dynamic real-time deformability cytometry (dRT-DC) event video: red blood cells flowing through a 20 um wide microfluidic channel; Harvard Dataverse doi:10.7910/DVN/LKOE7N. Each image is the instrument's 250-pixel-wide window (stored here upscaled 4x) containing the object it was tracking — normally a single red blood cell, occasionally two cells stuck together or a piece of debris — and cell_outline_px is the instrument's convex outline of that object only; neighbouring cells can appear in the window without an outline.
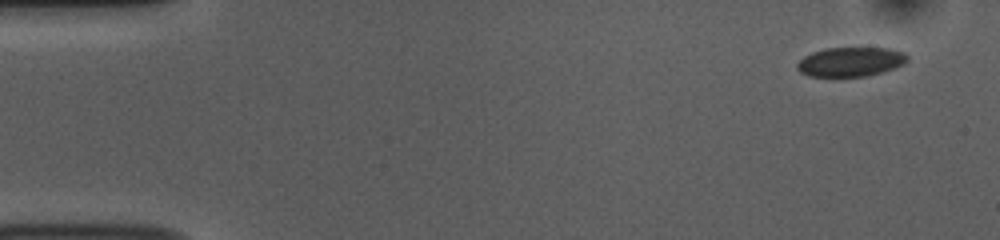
{"species": "common noctule bat (a hibernating species)", "species_latin": "Nyctalus noctula", "temperature_condition": "room temperature", "stored_images_in_passage": 52, "camera_frame_rate_fps": 3000, "um_per_image_px": 0.085, "animal": {"sex": "female", "body_mass_g": 10.0, "forearm_length_mm": 53.1}, "frame": {"image": 1, "passage_image": 1, "time_ms": 0.0, "image_size_px": [1000, 240], "cell_outline_px": [[908, 60], [904, 64], [880, 72], [864, 76], [808, 76], [800, 72], [796, 68], [796, 64], [804, 56], [812, 52], [828, 48], [888, 48], [904, 52], [908, 56]], "centroid_in_image_um": [72.28, 5.24], "position_along_channel_um": 12.7, "area_um2": 18.67}}
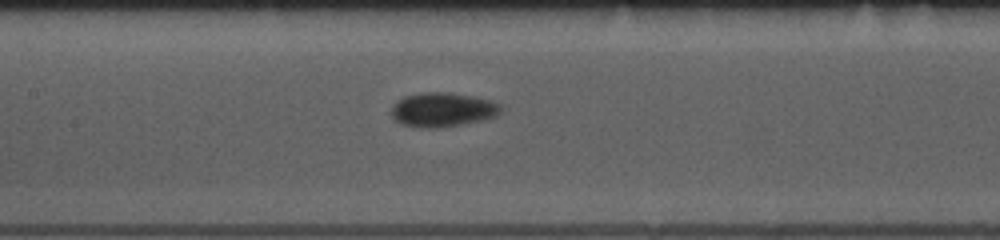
{"frame": {"image": 2, "passage_image": 23, "time_ms": 7.333, "image_size_px": [1000, 240], "cell_outline_px": [[500, 112], [496, 116], [480, 120], [440, 128], [424, 128], [400, 124], [392, 116], [392, 104], [404, 96], [420, 92], [448, 92], [472, 96], [488, 100], [500, 104]], "centroid_in_image_um": [37.57, 9.32], "position_along_channel_um": 169.8, "area_um2": 21.73}}
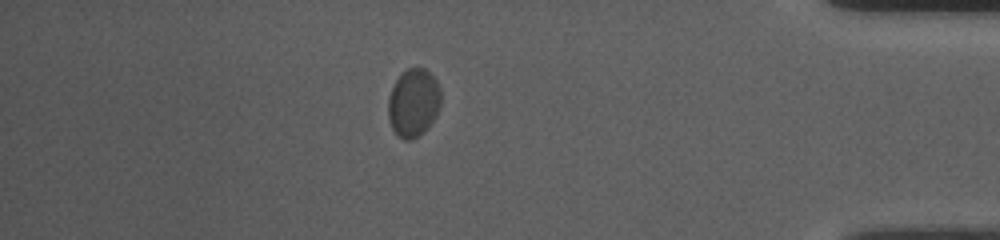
{"frame": {"image": 3, "passage_image": 45, "time_ms": 14.667, "image_size_px": [1000, 240], "cell_outline_px": [[440, 108], [436, 116], [428, 128], [420, 136], [412, 140], [404, 140], [396, 136], [392, 128], [388, 116], [388, 100], [392, 88], [400, 72], [408, 68], [424, 68], [436, 80], [440, 88]], "centroid_in_image_um": [35.14, 8.77], "position_along_channel_um": 400.1, "area_um2": 21.21}}